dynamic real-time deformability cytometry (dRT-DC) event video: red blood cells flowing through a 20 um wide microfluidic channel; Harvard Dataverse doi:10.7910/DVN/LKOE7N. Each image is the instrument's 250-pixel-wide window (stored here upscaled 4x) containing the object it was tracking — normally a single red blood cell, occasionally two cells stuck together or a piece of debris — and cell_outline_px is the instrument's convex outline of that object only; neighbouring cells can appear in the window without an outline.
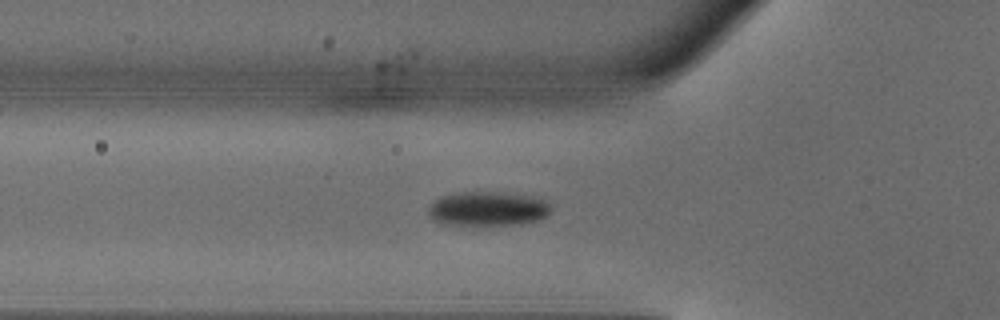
{"species": "common noctule bat (a hibernating species)", "species_latin": "Nyctalus noctula", "temperature_condition": "warm", "stored_images_in_passage": 38, "camera_frame_rate_fps": 3000, "um_per_image_px": 0.085, "animal": {"sex": "male", "body_mass_g": 18.8}, "frame": {"image": 1, "passage_image": 6, "time_ms": 1.667, "image_size_px": [1000, 320], "cell_outline_px": [[552, 212], [548, 216], [540, 220], [524, 224], [440, 224], [432, 220], [428, 216], [428, 208], [440, 196], [460, 192], [508, 192], [532, 196], [548, 200], [552, 208]], "centroid_in_image_um": [41.53, 17.73], "position_along_channel_um": 84.3, "area_um2": 24.97}}
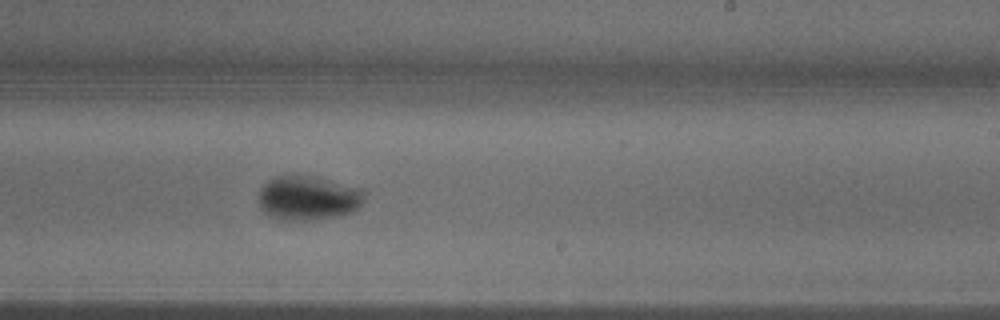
{"frame": {"image": 2, "passage_image": 19, "time_ms": 6.0, "image_size_px": [1000, 320], "cell_outline_px": [[364, 196], [360, 204], [352, 212], [336, 216], [308, 220], [276, 220], [268, 216], [260, 208], [260, 188], [268, 180], [284, 172], [292, 172], [364, 188]], "centroid_in_image_um": [26.13, 16.8], "position_along_channel_um": 262.9, "area_um2": 27.8}}
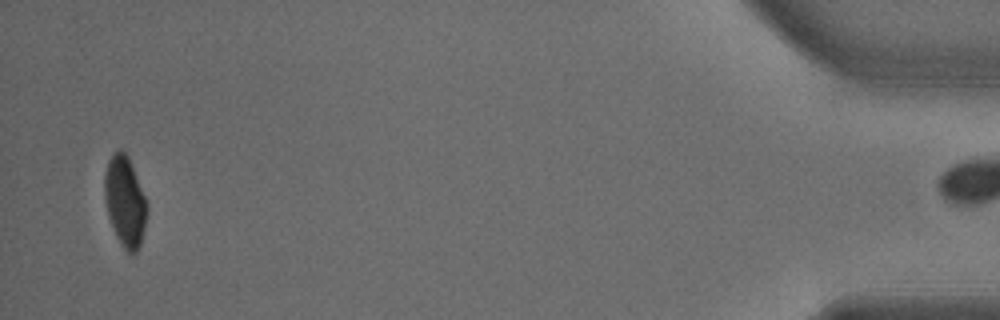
{"frame": {"image": 3, "passage_image": 37, "time_ms": 12.0, "image_size_px": [1000, 320], "cell_outline_px": [[148, 208], [144, 228], [140, 244], [136, 252], [128, 252], [120, 244], [116, 236], [108, 216], [104, 200], [104, 176], [108, 160], [112, 152], [116, 148], [120, 148], [128, 156], [148, 204]], "centroid_in_image_um": [10.6, 17.07], "position_along_channel_um": 424.6, "area_um2": 22.43}, "authors_computed_cell_mechanics": {"area_um2": 24.8251, "velocity_mm_per_s": 4.1073, "shape_relaxation_time_tau1_ms": 3.2307, "shape_relaxation_time_tau2_ms": null, "deformation_change_tau1": 0.1516, "deformation_change_tau2": null}}